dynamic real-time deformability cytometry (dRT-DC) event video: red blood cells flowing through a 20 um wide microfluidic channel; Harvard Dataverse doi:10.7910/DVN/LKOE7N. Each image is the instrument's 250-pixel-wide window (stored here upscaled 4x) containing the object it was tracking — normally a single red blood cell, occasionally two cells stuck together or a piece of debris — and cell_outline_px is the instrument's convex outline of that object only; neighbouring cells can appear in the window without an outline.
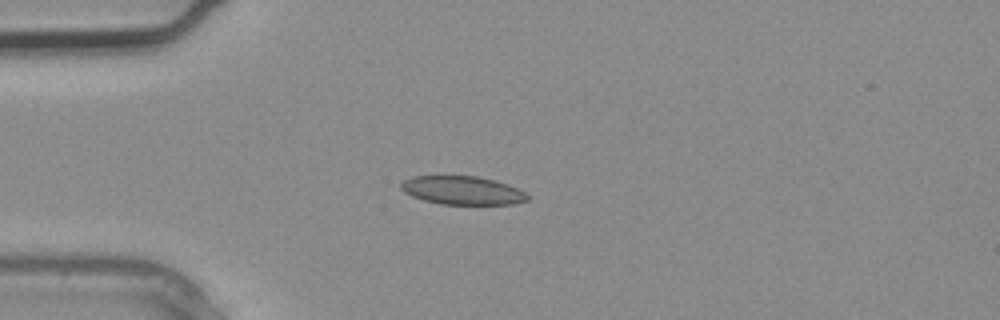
{"species": "common noctule bat (a hibernating species)", "species_latin": "Nyctalus noctula", "temperature_condition": "warm", "stored_images_in_passage": 1, "camera_frame_rate_fps": 3000, "um_per_image_px": 0.085, "animal": {"sex": "male", "body_mass_g": 20.4}, "frame": {"image": 1, "passage_image": 1, "time_ms": 0.0, "image_size_px": [1000, 320], "cell_outline_px": [[528, 200], [516, 204], [440, 204], [424, 200], [412, 196], [404, 192], [400, 188], [400, 184], [404, 180], [412, 176], [480, 176], [496, 180], [508, 184], [524, 192], [528, 196]], "centroid_in_image_um": [39.3, 16.18], "position_along_channel_um": 45.7, "area_um2": 21.04}}